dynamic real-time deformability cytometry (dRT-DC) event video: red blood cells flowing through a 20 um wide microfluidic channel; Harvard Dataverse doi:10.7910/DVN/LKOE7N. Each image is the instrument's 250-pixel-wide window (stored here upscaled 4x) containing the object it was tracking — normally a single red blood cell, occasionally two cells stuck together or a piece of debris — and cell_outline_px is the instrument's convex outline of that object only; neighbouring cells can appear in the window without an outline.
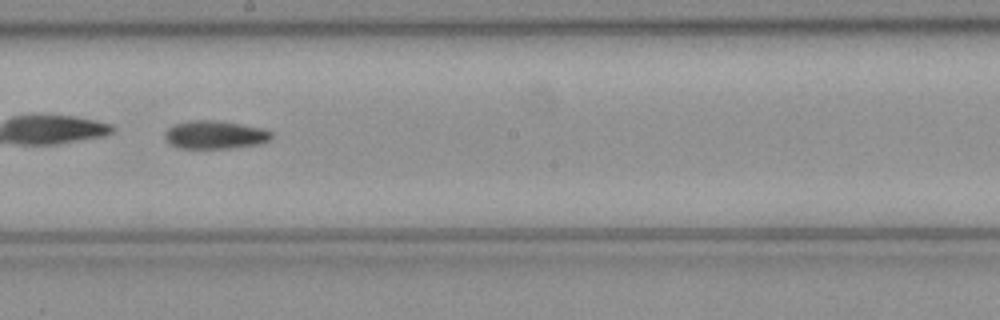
{"species": "common noctule bat (a hibernating species)", "species_latin": "Nyctalus noctula", "temperature_condition": "cold", "stored_images_in_passage": 44, "camera_frame_rate_fps": 3000, "um_per_image_px": 0.085, "animal": {"sex": "female", "body_mass_g": 21.9}, "frame": {"image": 1, "passage_image": 26, "time_ms": 8.333, "image_size_px": [1000, 320], "cell_outline_px": [[272, 140], [260, 144], [228, 148], [180, 148], [172, 144], [164, 136], [164, 132], [168, 128], [176, 124], [192, 120], [216, 120], [264, 128], [272, 132]], "centroid_in_image_um": [18.32, 11.45], "position_along_channel_um": 229.9, "area_um2": 17.46}}
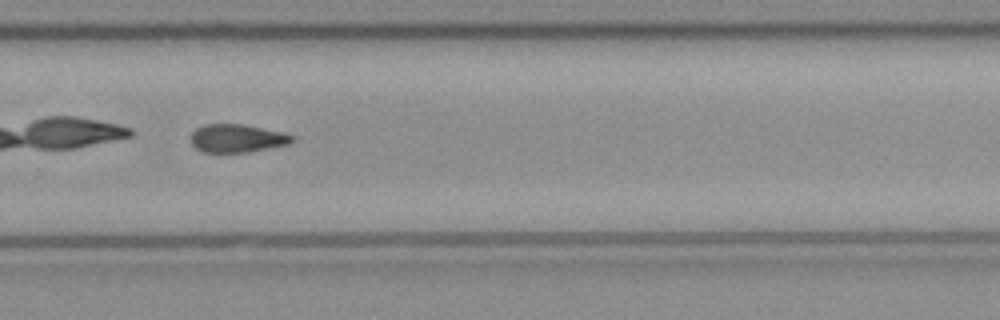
{"frame": {"image": 2, "passage_image": 32, "time_ms": 10.333, "image_size_px": [1000, 320], "cell_outline_px": [[292, 140], [288, 144], [248, 152], [204, 152], [196, 148], [192, 144], [188, 136], [196, 128], [204, 124], [244, 124], [280, 132], [292, 136]], "centroid_in_image_um": [20.06, 11.75], "position_along_channel_um": 309.7, "area_um2": 16.47}}